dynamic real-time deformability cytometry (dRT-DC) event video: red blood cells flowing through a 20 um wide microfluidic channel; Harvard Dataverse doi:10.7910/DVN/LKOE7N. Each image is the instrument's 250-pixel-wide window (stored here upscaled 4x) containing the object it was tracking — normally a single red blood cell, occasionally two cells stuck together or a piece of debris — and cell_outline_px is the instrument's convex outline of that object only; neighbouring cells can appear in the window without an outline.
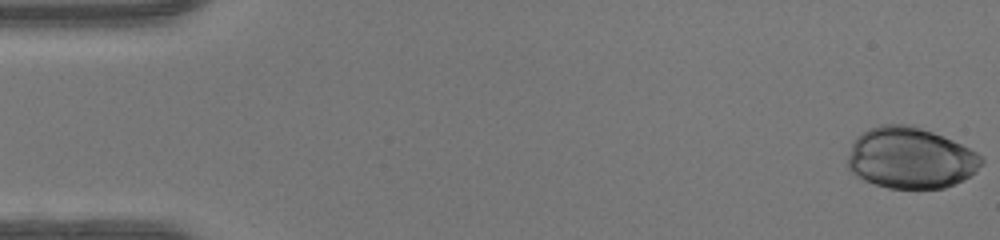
{"species": "human", "species_latin": "Homo sapiens", "temperature_condition": "warm", "stored_images_in_passage": 48, "camera_frame_rate_fps": 3000, "um_per_image_px": 0.085, "donor": {"sex": "female"}, "frame": {"image": 1, "passage_image": 1, "time_ms": 0.0, "image_size_px": [1000, 240], "cell_outline_px": [[984, 164], [976, 172], [964, 180], [944, 188], [888, 188], [864, 180], [852, 172], [848, 168], [848, 156], [852, 144], [856, 136], [868, 128], [880, 124], [908, 124], [932, 132], [952, 140], [976, 152], [984, 160]], "centroid_in_image_um": [77.39, 13.43], "position_along_channel_um": 7.6, "area_um2": 47.69}}
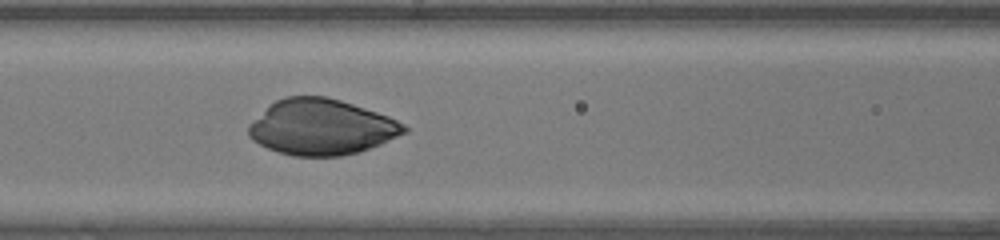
{"frame": {"image": 2, "passage_image": 21, "time_ms": 6.667, "image_size_px": [1000, 240], "cell_outline_px": [[408, 132], [380, 144], [360, 152], [340, 156], [292, 156], [268, 148], [252, 140], [248, 136], [248, 124], [276, 100], [284, 96], [324, 96], [340, 100], [388, 116], [404, 124], [408, 128]], "centroid_in_image_um": [27.32, 10.81], "position_along_channel_um": 139.3, "area_um2": 50.29}}
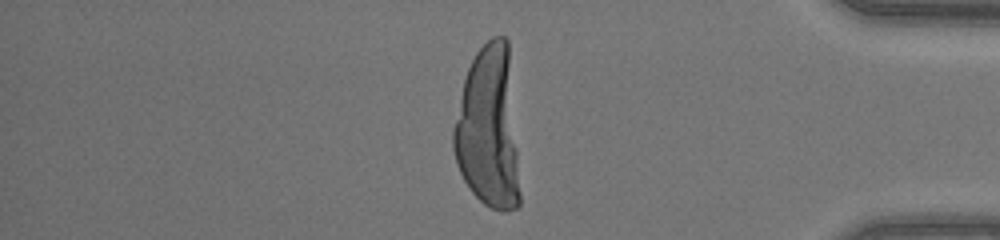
{"frame": {"image": 3, "passage_image": 41, "time_ms": 13.333, "image_size_px": [1000, 240], "cell_outline_px": [[520, 204], [516, 208], [504, 212], [492, 208], [484, 204], [472, 192], [464, 180], [456, 164], [452, 148], [452, 128], [464, 80], [468, 68], [476, 52], [492, 36], [504, 36], [508, 40], [520, 192]], "centroid_in_image_um": [41.51, 10.92], "position_along_channel_um": 393.7, "area_um2": 62.66}}